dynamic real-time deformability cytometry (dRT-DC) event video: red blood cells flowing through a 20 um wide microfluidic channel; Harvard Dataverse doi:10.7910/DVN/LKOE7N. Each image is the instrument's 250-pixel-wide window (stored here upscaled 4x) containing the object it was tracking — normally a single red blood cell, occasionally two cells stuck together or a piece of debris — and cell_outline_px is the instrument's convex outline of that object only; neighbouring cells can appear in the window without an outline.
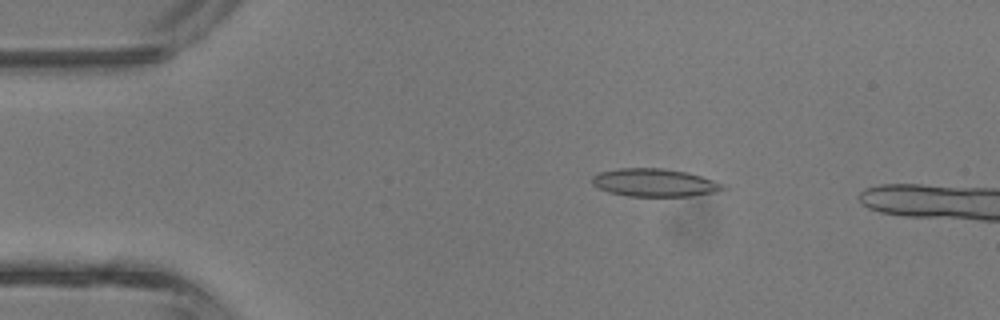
{"species": "common noctule bat (a hibernating species)", "species_latin": "Nyctalus noctula", "temperature_condition": "room temperature", "stored_images_in_passage": 14, "camera_frame_rate_fps": 3000, "um_per_image_px": 0.085, "animal": {"sex": "male", "body_mass_g": 13.3}, "frame": {"image": 1, "passage_image": 8, "time_ms": 2.333, "image_size_px": [1000, 320], "cell_outline_px": [[728, 188], [716, 192], [692, 196], [628, 196], [608, 192], [592, 184], [592, 176], [600, 172], [620, 168], [664, 168], [688, 172], [724, 184]], "centroid_in_image_um": [55.65, 15.52], "position_along_channel_um": 29.3, "area_um2": 21.33}}